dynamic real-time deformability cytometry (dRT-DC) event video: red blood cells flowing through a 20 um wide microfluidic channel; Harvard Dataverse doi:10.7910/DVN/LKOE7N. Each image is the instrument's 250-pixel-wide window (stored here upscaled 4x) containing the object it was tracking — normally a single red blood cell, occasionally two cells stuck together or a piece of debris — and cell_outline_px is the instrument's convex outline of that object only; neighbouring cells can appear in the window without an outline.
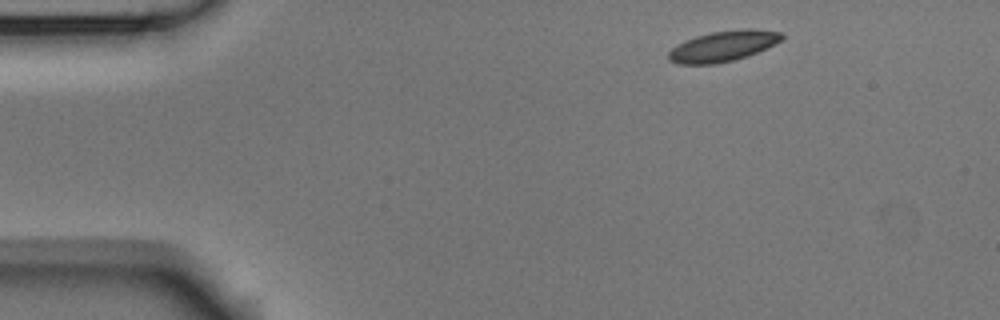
{"species": "Egyptian fruit bat (a non-hibernating species)", "species_latin": "Rousettus aegyptiacus", "temperature_condition": "room temperature", "stored_images_in_passage": 3, "camera_frame_rate_fps": 3000, "um_per_image_px": 0.085, "animal": {"sex": "male"}, "frame": {"image": 1, "passage_image": 1, "time_ms": 0.0, "image_size_px": [1000, 320], "cell_outline_px": [[784, 36], [780, 40], [748, 56], [716, 64], [676, 64], [668, 60], [668, 52], [672, 48], [684, 40], [696, 36], [712, 32], [744, 28], [756, 28], [784, 32]], "centroid_in_image_um": [61.44, 3.91], "position_along_channel_um": 23.6, "area_um2": 20.23}}